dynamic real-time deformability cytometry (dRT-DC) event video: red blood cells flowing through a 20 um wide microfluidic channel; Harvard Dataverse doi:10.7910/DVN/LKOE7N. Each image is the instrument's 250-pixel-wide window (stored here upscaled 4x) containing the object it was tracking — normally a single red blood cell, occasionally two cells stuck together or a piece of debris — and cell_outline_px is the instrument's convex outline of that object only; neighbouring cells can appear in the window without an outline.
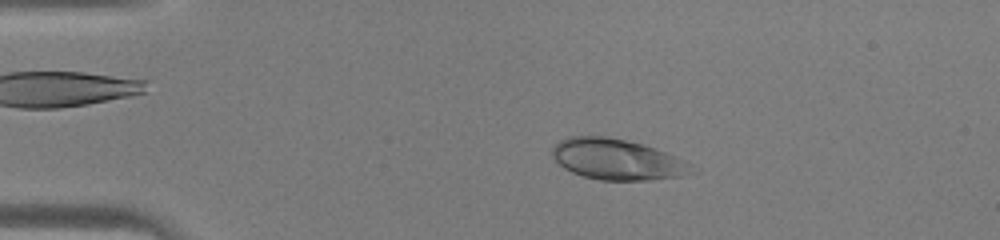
{"species": "human", "species_latin": "Homo sapiens", "temperature_condition": "warm", "stored_images_in_passage": 46, "camera_frame_rate_fps": 3000, "um_per_image_px": 0.085, "donor": {"sex": "male"}, "frame": {"image": 1, "passage_image": 10, "time_ms": 3.0, "image_size_px": [1000, 240], "cell_outline_px": [[700, 172], [684, 176], [648, 180], [600, 180], [584, 176], [572, 172], [564, 168], [552, 156], [552, 148], [560, 140], [568, 136], [604, 136], [644, 144], [676, 156], [700, 168]], "centroid_in_image_um": [52.54, 13.56], "position_along_channel_um": 32.5, "area_um2": 33.47}}
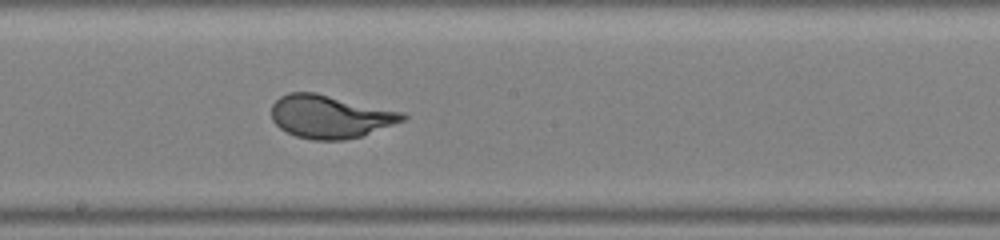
{"frame": {"image": 2, "passage_image": 26, "time_ms": 8.333, "image_size_px": [1000, 240], "cell_outline_px": [[408, 116], [404, 120], [360, 136], [344, 140], [312, 140], [296, 136], [280, 128], [272, 120], [272, 104], [280, 96], [288, 92], [316, 92], [404, 112]], "centroid_in_image_um": [28.04, 9.89], "position_along_channel_um": 220.2, "area_um2": 32.83}}
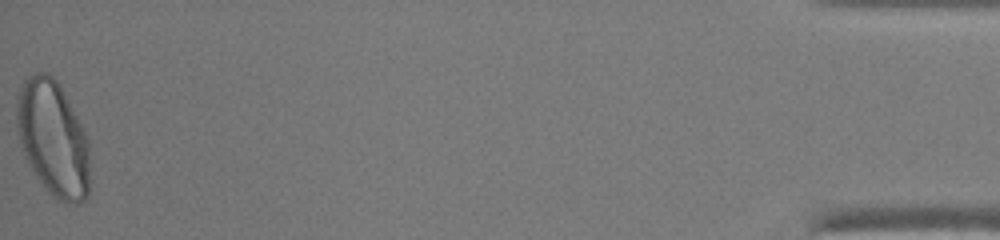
{"frame": {"image": 3, "passage_image": 46, "time_ms": 15.0, "image_size_px": [1000, 240], "cell_outline_px": [[88, 196], [84, 200], [76, 204], [68, 204], [52, 196], [40, 184], [28, 164], [20, 144], [16, 132], [16, 96], [24, 80], [28, 76], [36, 72], [48, 72], [60, 84], [88, 136]], "centroid_in_image_um": [4.48, 11.75], "position_along_channel_um": 430.7, "area_um2": 49.88}}